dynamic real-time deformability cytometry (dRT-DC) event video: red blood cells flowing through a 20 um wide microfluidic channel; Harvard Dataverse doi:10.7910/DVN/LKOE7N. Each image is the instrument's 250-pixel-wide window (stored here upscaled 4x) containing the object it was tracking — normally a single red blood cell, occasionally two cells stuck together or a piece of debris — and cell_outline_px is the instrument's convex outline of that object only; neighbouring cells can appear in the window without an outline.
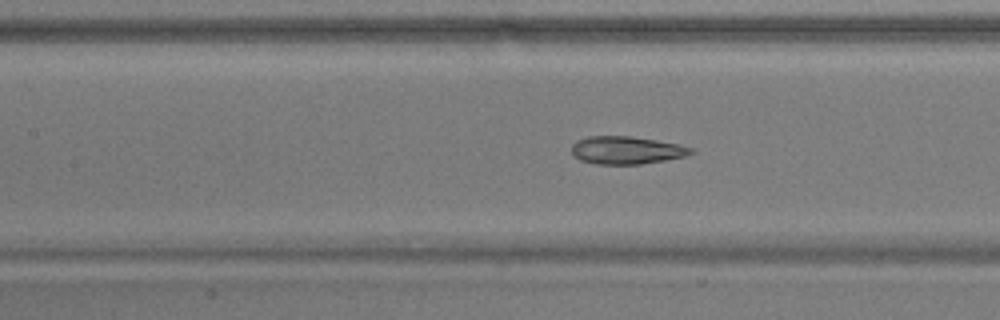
{"species": "common noctule bat (a hibernating species)", "species_latin": "Nyctalus noctula", "temperature_condition": "warm", "stored_images_in_passage": 28, "camera_frame_rate_fps": 3000, "um_per_image_px": 0.085, "animal": {"sex": "male", "body_mass_g": 17.9}, "frame": {"image": 1, "passage_image": 9, "time_ms": 2.667, "image_size_px": [1000, 320], "cell_outline_px": [[696, 152], [684, 156], [664, 160], [640, 164], [596, 164], [580, 160], [572, 156], [572, 144], [576, 140], [588, 136], [632, 136], [680, 144], [692, 148]], "centroid_in_image_um": [53.22, 12.76], "position_along_channel_um": 154.2, "area_um2": 19.42}}
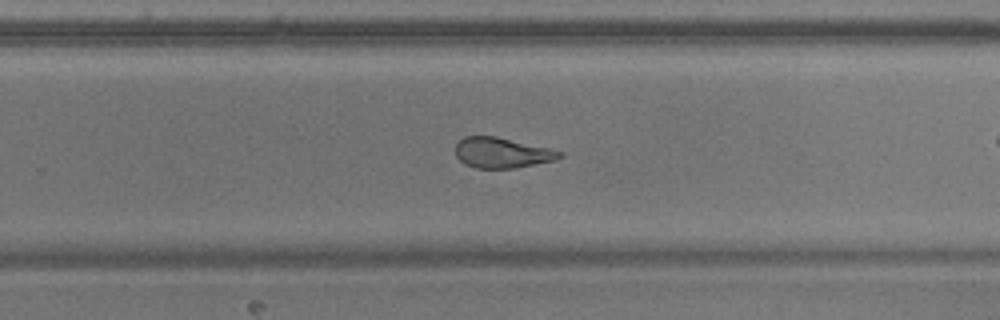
{"frame": {"image": 2, "passage_image": 20, "time_ms": 6.333, "image_size_px": [1000, 320], "cell_outline_px": [[564, 156], [552, 160], [516, 168], [476, 168], [464, 164], [456, 156], [456, 144], [464, 136], [496, 136], [552, 148], [564, 152]], "centroid_in_image_um": [42.68, 12.97], "position_along_channel_um": 287.1, "area_um2": 18.55}}